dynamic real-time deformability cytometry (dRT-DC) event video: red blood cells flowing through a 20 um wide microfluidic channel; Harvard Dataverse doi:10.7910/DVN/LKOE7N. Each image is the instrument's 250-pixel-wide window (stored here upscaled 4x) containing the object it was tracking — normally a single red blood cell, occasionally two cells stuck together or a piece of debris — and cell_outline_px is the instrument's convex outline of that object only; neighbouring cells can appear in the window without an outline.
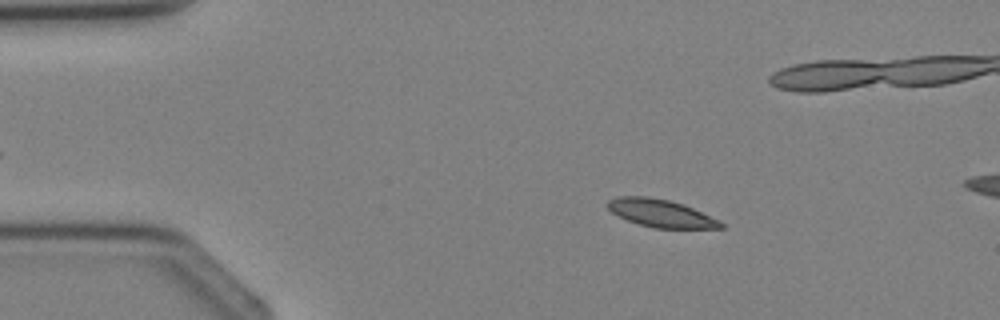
{"species": "Egyptian fruit bat (a non-hibernating species)", "species_latin": "Rousettus aegyptiacus", "temperature_condition": "cold", "stored_images_in_passage": 3, "camera_frame_rate_fps": 3000, "um_per_image_px": 0.085, "animal": {"sex": "female"}, "frame": {"image": 1, "passage_image": 1, "time_ms": 0.0, "image_size_px": [1000, 320], "cell_outline_px": [[724, 228], [652, 228], [628, 220], [612, 212], [608, 208], [608, 200], [616, 196], [648, 196], [668, 200], [684, 204], [724, 224]], "centroid_in_image_um": [56.13, 18.12], "position_along_channel_um": 28.9, "area_um2": 17.92}}